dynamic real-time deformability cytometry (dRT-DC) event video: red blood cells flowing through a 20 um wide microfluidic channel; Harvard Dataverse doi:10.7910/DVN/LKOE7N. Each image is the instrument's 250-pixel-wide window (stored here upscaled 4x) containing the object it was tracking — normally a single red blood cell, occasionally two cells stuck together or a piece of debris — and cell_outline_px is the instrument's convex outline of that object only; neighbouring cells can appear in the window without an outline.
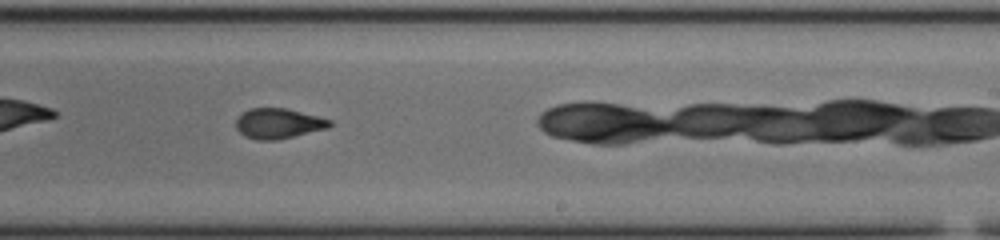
{"species": "common noctule bat (a hibernating species)", "species_latin": "Nyctalus noctula", "temperature_condition": "cold", "stored_images_in_passage": 27, "camera_frame_rate_fps": 3000, "um_per_image_px": 0.085, "animal": {"sex": "male", "body_mass_g": 20.0, "forearm_length_mm": 53.3}, "frame": {"image": 1, "passage_image": 16, "time_ms": 5.0, "image_size_px": [1000, 240], "cell_outline_px": [[332, 124], [328, 128], [276, 140], [256, 140], [244, 136], [236, 128], [236, 120], [244, 112], [252, 108], [288, 108], [332, 120]], "centroid_in_image_um": [23.67, 10.5], "position_along_channel_um": 265.3, "area_um2": 16.42}}
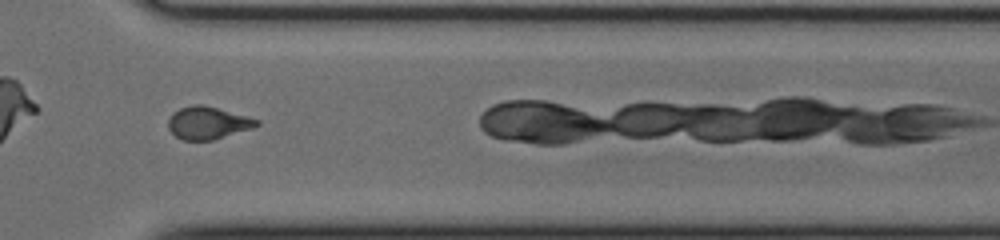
{"frame": {"image": 2, "passage_image": 23, "time_ms": 7.333, "image_size_px": [1000, 240], "cell_outline_px": [[260, 124], [252, 128], [212, 140], [184, 140], [176, 136], [168, 128], [168, 120], [172, 112], [180, 108], [192, 104], [204, 104], [260, 120]], "centroid_in_image_um": [17.64, 10.43], "position_along_channel_um": 353.0, "area_um2": 16.7}}